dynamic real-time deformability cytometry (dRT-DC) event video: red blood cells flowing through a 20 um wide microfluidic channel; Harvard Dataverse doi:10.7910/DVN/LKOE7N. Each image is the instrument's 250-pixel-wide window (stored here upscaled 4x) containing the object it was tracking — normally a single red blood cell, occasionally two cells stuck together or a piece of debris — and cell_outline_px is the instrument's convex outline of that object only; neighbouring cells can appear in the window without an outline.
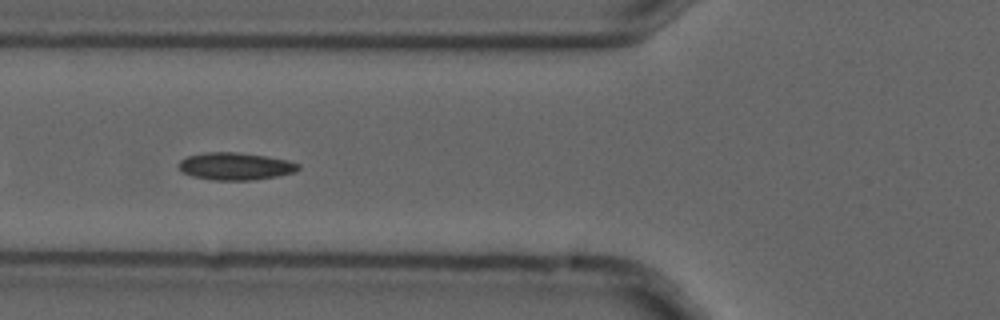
{"species": "common noctule bat (a hibernating species)", "species_latin": "Nyctalus noctula", "temperature_condition": "cold", "stored_images_in_passage": 5, "camera_frame_rate_fps": 3000, "um_per_image_px": 0.085, "animal": {"sex": "male", "forearm_length_mm": 52.5}, "frame": {"image": 1, "passage_image": 3, "time_ms": 0.667, "image_size_px": [1000, 320], "cell_outline_px": [[300, 168], [296, 172], [276, 176], [252, 180], [212, 180], [192, 176], [184, 172], [176, 164], [180, 160], [188, 156], [204, 152], [236, 152], [264, 156], [288, 160], [300, 164]], "centroid_in_image_um": [20.0, 14.13], "position_along_channel_um": 105.8, "area_um2": 19.07}}
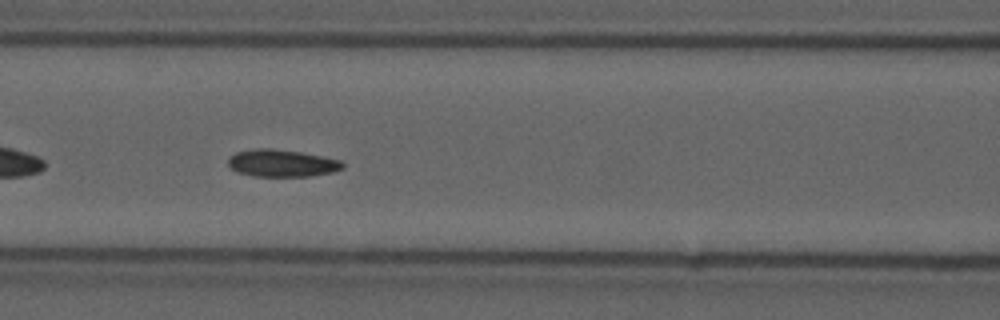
{"frame": {"image": 2, "passage_image": 4, "time_ms": 1.0, "image_size_px": [1000, 320], "cell_outline_px": [[344, 168], [332, 172], [308, 176], [252, 176], [236, 172], [228, 164], [228, 156], [236, 152], [256, 148], [272, 148], [300, 152], [324, 156], [340, 160], [344, 164]], "centroid_in_image_um": [23.94, 13.86], "position_along_channel_um": 142.7, "area_um2": 18.26}}
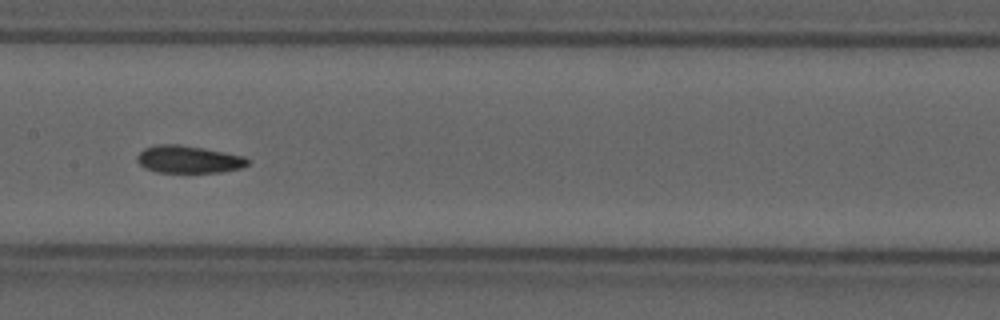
{"frame": {"image": 3, "passage_image": 5, "time_ms": 1.333, "image_size_px": [1000, 320], "cell_outline_px": [[252, 160], [248, 164], [240, 168], [220, 172], [156, 172], [144, 168], [136, 160], [136, 156], [144, 148], [156, 144], [176, 144], [204, 148], [244, 156]], "centroid_in_image_um": [16.01, 13.54], "position_along_channel_um": 191.4, "area_um2": 17.74}}